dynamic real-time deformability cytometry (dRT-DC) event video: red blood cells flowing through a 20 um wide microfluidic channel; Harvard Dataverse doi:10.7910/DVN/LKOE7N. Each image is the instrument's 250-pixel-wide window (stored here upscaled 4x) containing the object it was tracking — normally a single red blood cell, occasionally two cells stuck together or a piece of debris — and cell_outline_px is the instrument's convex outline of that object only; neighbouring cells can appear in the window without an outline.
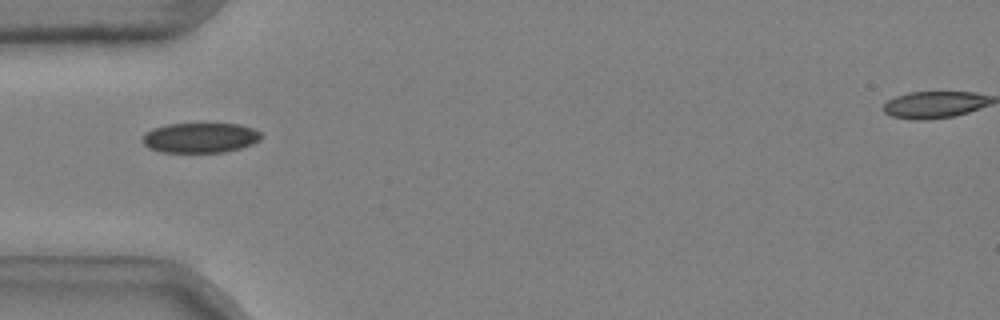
{"species": "common noctule bat (a hibernating species)", "species_latin": "Nyctalus noctula", "temperature_condition": "cold", "stored_images_in_passage": 33, "camera_frame_rate_fps": 3000, "um_per_image_px": 0.085, "animal": {"sex": "male", "body_mass_g": 20.4}, "frame": {"image": 1, "passage_image": 1, "time_ms": 0.0, "image_size_px": [1000, 320], "cell_outline_px": [[260, 140], [252, 144], [240, 148], [224, 152], [160, 152], [148, 148], [140, 140], [152, 128], [164, 124], [200, 120], [240, 124], [252, 128], [260, 132]], "centroid_in_image_um": [17.0, 11.65], "position_along_channel_um": 68.0, "area_um2": 21.85}}
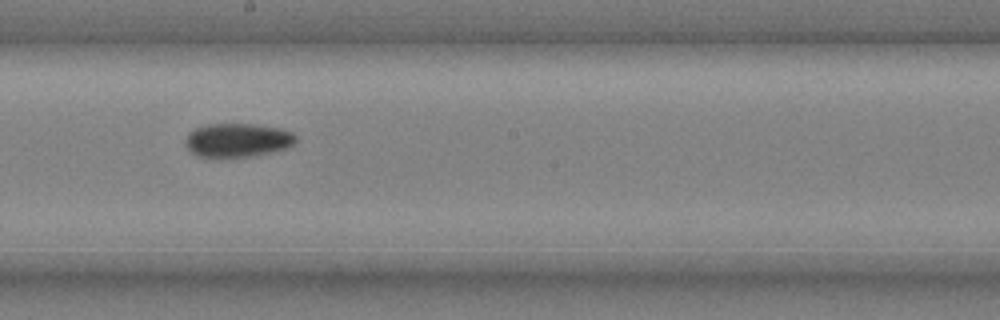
{"frame": {"image": 2, "passage_image": 14, "time_ms": 4.333, "image_size_px": [1000, 320], "cell_outline_px": [[296, 140], [288, 148], [256, 156], [220, 160], [216, 160], [196, 156], [188, 148], [188, 136], [196, 128], [208, 124], [256, 124], [280, 128], [292, 132], [296, 136]], "centroid_in_image_um": [20.22, 11.96], "position_along_channel_um": 228.0, "area_um2": 22.25}}
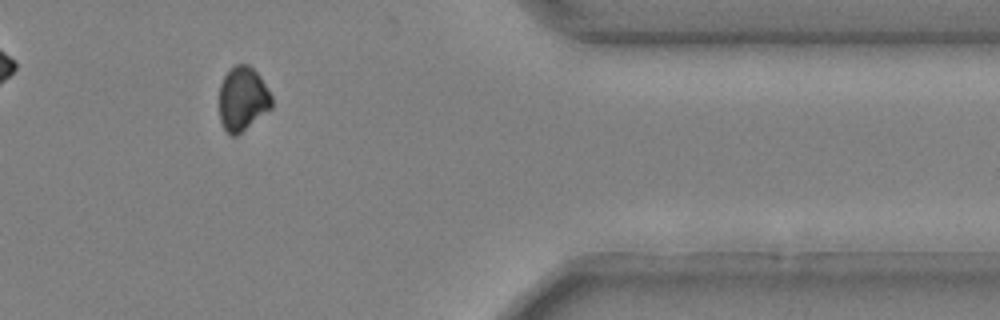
{"frame": {"image": 3, "passage_image": 29, "time_ms": 9.333, "image_size_px": [1000, 320], "cell_outline_px": [[272, 108], [236, 136], [228, 136], [220, 120], [220, 84], [224, 76], [236, 64], [248, 64], [260, 76], [272, 96]], "centroid_in_image_um": [20.63, 8.42], "position_along_channel_um": 390.8, "area_um2": 19.54}, "authors_computed_cell_mechanics": {"area_um2": 21.7328, "velocity_mm_per_s": 3.6953, "shape_relaxation_time_tau1_ms": 9.8285, "shape_relaxation_time_tau2_ms": null, "deformation_change_tau1": 0.095, "deformation_change_tau2": null}}